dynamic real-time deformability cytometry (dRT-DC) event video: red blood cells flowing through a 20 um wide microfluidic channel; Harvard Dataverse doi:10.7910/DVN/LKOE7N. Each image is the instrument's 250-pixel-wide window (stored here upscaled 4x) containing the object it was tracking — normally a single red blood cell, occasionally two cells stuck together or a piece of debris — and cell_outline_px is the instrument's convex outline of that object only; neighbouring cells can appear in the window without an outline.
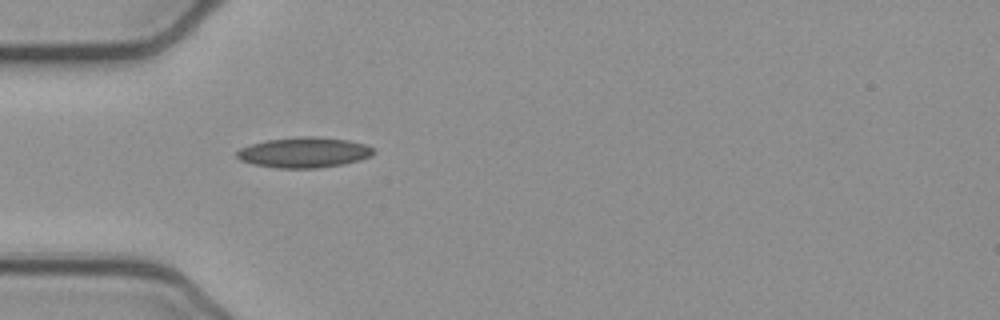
{"species": "common noctule bat (a hibernating species)", "species_latin": "Nyctalus noctula", "temperature_condition": "cold", "stored_images_in_passage": 38, "camera_frame_rate_fps": 3000, "um_per_image_px": 0.085, "animal": {"sex": "female", "body_mass_g": 21.9}, "frame": {"image": 1, "passage_image": 1, "time_ms": 0.0, "image_size_px": [1000, 320], "cell_outline_px": [[376, 152], [372, 156], [360, 160], [344, 164], [316, 168], [276, 168], [252, 164], [240, 160], [236, 156], [236, 152], [240, 148], [252, 144], [268, 140], [300, 136], [316, 136], [348, 140], [364, 144], [376, 148]], "centroid_in_image_um": [25.88, 12.96], "position_along_channel_um": 59.1, "area_um2": 24.39}}
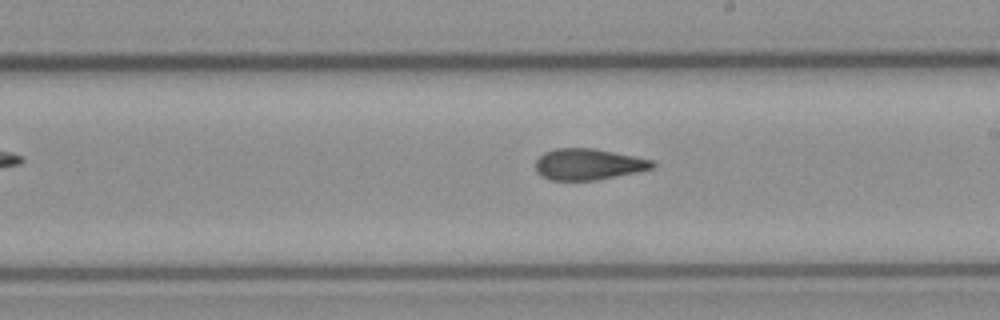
{"frame": {"image": 2, "passage_image": 15, "time_ms": 4.667, "image_size_px": [1000, 320], "cell_outline_px": [[656, 164], [652, 168], [636, 172], [596, 180], [552, 180], [540, 176], [536, 172], [536, 160], [544, 152], [556, 148], [596, 148], [652, 160]], "centroid_in_image_um": [49.98, 13.96], "position_along_channel_um": 239.0, "area_um2": 21.21}}
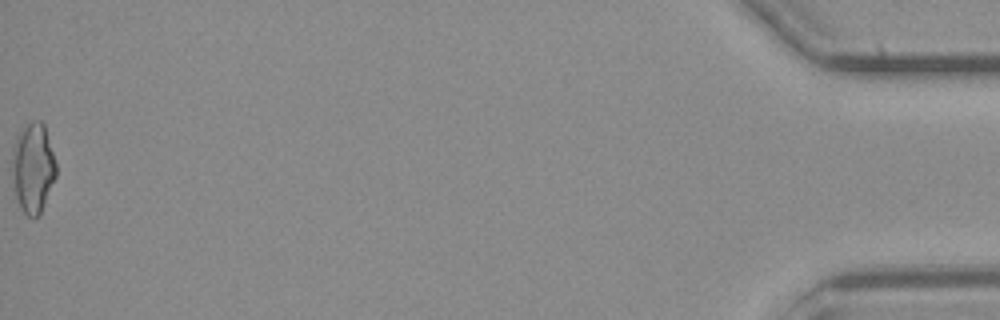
{"frame": {"image": 3, "passage_image": 38, "time_ms": 12.333, "image_size_px": [1000, 320], "cell_outline_px": [[56, 176], [40, 216], [28, 216], [20, 208], [12, 184], [12, 148], [16, 136], [20, 128], [32, 120], [40, 120], [44, 124], [56, 164]], "centroid_in_image_um": [2.78, 14.25], "position_along_channel_um": 432.4, "area_um2": 23.35}, "authors_computed_cell_mechanics": {"area_um2": 21.675, "velocity_mm_per_s": 3.8969, "shape_relaxation_time_tau1_ms": null, "shape_relaxation_time_tau2_ms": 3.4047, "deformation_change_tau1": null, "deformation_change_tau2": 0.1057}}